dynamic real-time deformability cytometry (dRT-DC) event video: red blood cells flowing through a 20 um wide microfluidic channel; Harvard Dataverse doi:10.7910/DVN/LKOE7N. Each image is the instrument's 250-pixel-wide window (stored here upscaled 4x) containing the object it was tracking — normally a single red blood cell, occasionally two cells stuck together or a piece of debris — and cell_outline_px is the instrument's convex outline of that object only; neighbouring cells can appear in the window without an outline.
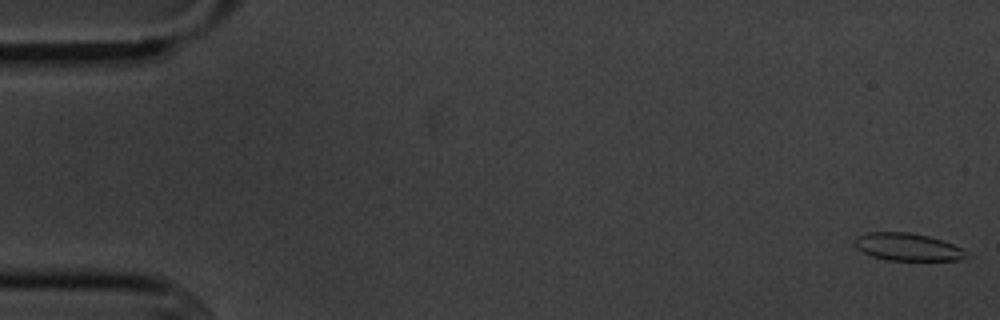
{"species": "common noctule bat (a hibernating species)", "species_latin": "Nyctalus noctula", "temperature_condition": "cold", "stored_images_in_passage": 15, "camera_frame_rate_fps": 3000, "um_per_image_px": 0.085, "animal": {"sex": "male", "body_mass_g": 20.1, "forearm_length_mm": 53.5}, "frame": {"image": 1, "passage_image": 1, "time_ms": 0.0, "image_size_px": [1000, 320], "cell_outline_px": [[972, 256], [964, 260], [888, 260], [872, 256], [856, 248], [856, 236], [868, 232], [908, 232], [928, 236], [952, 244], [960, 248]], "centroid_in_image_um": [77.18, 21.0], "position_along_channel_um": 7.8, "area_um2": 17.8}}
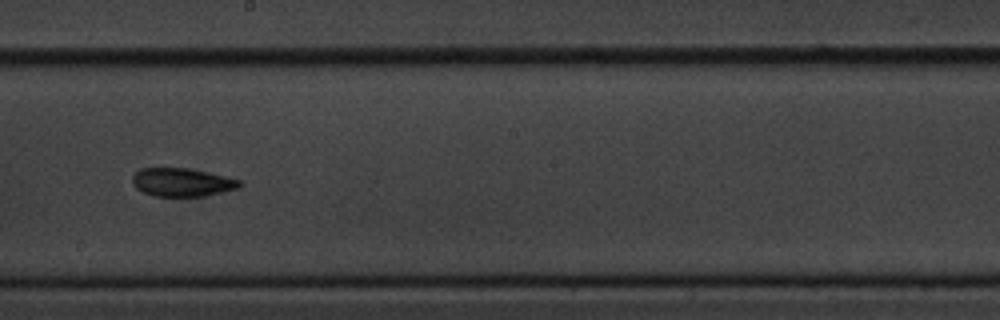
{"frame": {"image": 2, "passage_image": 9, "time_ms": 10.0, "image_size_px": [1000, 320], "cell_outline_px": [[240, 188], [224, 192], [204, 196], [152, 196], [136, 188], [132, 184], [132, 176], [140, 168], [184, 168], [224, 176], [240, 180]], "centroid_in_image_um": [15.44, 15.5], "position_along_channel_um": 232.8, "area_um2": 17.57}}
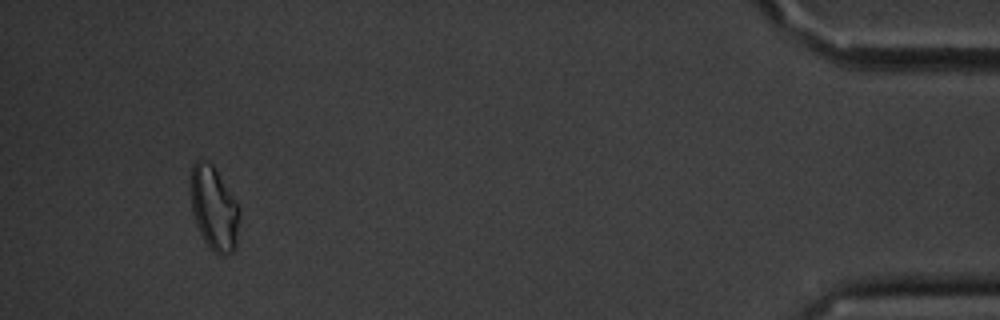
{"frame": {"image": 3, "passage_image": 14, "time_ms": 17.0, "image_size_px": [1000, 320], "cell_outline_px": [[240, 220], [236, 244], [232, 252], [224, 256], [220, 256], [204, 240], [196, 224], [192, 212], [192, 164], [196, 160], [204, 160], [212, 164], [240, 208]], "centroid_in_image_um": [18.22, 17.74], "position_along_channel_um": 417.0, "area_um2": 23.41}, "authors_computed_cell_mechanics": {"area_um2": 18.0336, "velocity_mm_per_s": 3.6119, "shape_relaxation_time_tau1_ms": 5.6415, "shape_relaxation_time_tau2_ms": 4.5985, "deformation_change_tau1": 0.1243, "deformation_change_tau2": 0.0851}}